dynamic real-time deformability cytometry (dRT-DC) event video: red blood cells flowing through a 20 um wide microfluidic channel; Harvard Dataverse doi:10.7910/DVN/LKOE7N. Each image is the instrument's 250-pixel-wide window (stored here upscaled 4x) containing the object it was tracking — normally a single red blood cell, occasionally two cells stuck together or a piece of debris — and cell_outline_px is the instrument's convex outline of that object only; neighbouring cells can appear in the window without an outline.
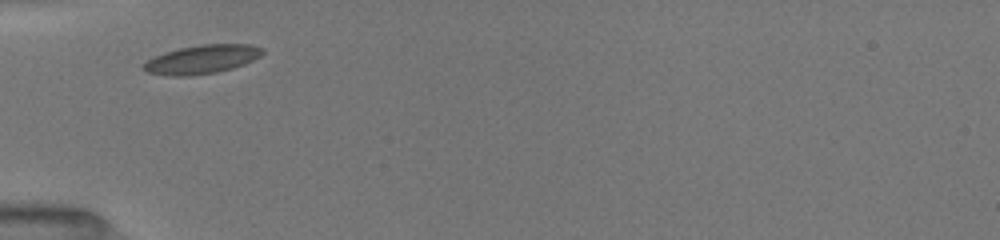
{"species": "common noctule bat (a hibernating species)", "species_latin": "Nyctalus noctula", "temperature_condition": "room temperature", "stored_images_in_passage": 27, "camera_frame_rate_fps": 3000, "um_per_image_px": 0.085, "animal": {"sex": "female", "body_mass_g": 19.5, "forearm_length_mm": 54.1}, "frame": {"image": 1, "passage_image": 1, "time_ms": 0.0, "image_size_px": [1000, 240], "cell_outline_px": [[264, 52], [260, 56], [244, 64], [232, 68], [216, 72], [192, 76], [172, 76], [148, 72], [140, 68], [140, 64], [164, 52], [180, 48], [200, 44], [248, 44], [264, 48]], "centroid_in_image_um": [17.14, 5.04], "position_along_channel_um": 67.9, "area_um2": 19.94}}
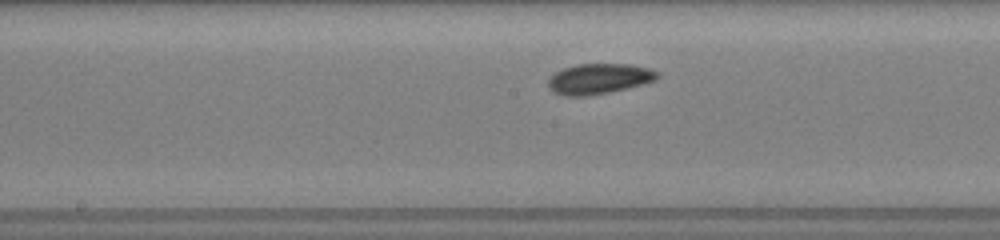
{"frame": {"image": 2, "passage_image": 10, "time_ms": 3.333, "image_size_px": [1000, 240], "cell_outline_px": [[660, 76], [656, 80], [644, 84], [608, 92], [588, 96], [564, 96], [552, 92], [548, 88], [548, 76], [564, 68], [576, 64], [628, 64], [648, 68], [660, 72]], "centroid_in_image_um": [50.89, 6.7], "position_along_channel_um": 197.3, "area_um2": 19.54}}
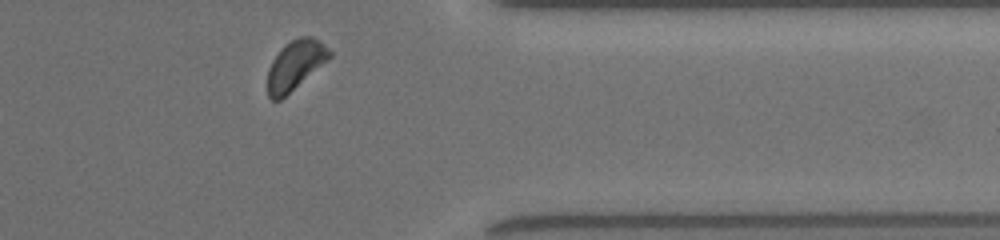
{"frame": {"image": 3, "passage_image": 24, "time_ms": 8.333, "image_size_px": [1000, 240], "cell_outline_px": [[332, 56], [328, 60], [280, 100], [272, 100], [268, 96], [268, 68], [272, 60], [292, 40], [300, 36], [312, 36], [320, 40], [332, 52]], "centroid_in_image_um": [25.12, 5.53], "position_along_channel_um": 386.3, "area_um2": 17.46}, "authors_computed_cell_mechanics": {"area_um2": 18.6116, "velocity_mm_per_s": 3.9495, "shape_relaxation_time_tau1_ms": 2.3283, "shape_relaxation_time_tau2_ms": null, "deformation_change_tau1": 0.0499, "deformation_change_tau2": null}}